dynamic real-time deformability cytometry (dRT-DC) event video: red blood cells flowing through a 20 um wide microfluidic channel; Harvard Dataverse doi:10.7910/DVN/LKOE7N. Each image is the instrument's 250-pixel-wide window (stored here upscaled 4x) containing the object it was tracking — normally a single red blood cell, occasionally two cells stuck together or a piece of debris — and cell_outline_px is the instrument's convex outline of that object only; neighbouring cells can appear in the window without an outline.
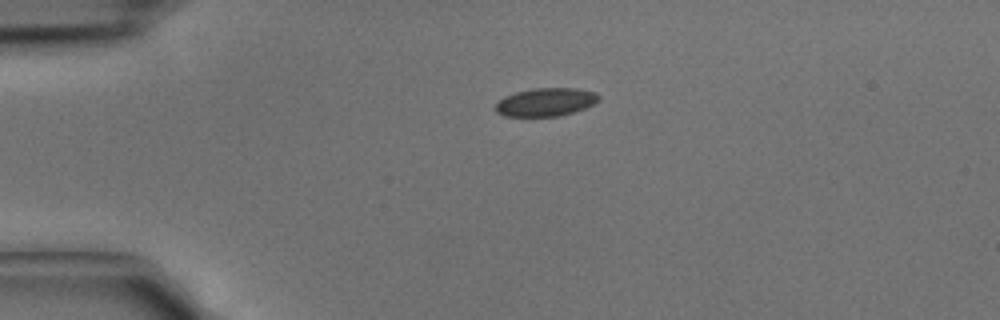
{"species": "common noctule bat (a hibernating species)", "species_latin": "Nyctalus noctula", "temperature_condition": "cold", "stored_images_in_passage": 34, "camera_frame_rate_fps": 3000, "um_per_image_px": 0.085, "animal": {"sex": "male", "body_mass_g": 15.6}, "frame": {"image": 1, "passage_image": 1, "time_ms": 0.0, "image_size_px": [1000, 320], "cell_outline_px": [[600, 96], [592, 104], [584, 108], [572, 112], [556, 116], [504, 116], [496, 112], [492, 108], [504, 96], [516, 92], [532, 88], [576, 88], [596, 92]], "centroid_in_image_um": [46.33, 8.67], "position_along_channel_um": 38.7, "area_um2": 16.88}}
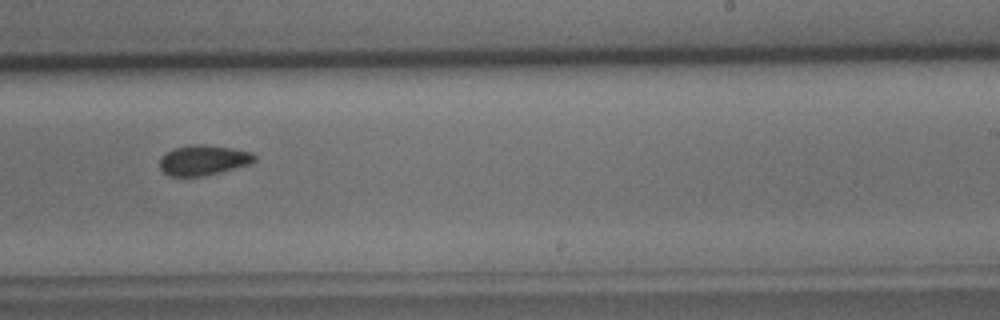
{"frame": {"image": 2, "passage_image": 18, "time_ms": 5.667, "image_size_px": [1000, 320], "cell_outline_px": [[256, 160], [252, 164], [204, 176], [172, 176], [164, 172], [160, 168], [160, 156], [164, 152], [172, 148], [188, 144], [204, 144], [232, 148], [252, 152], [256, 156]], "centroid_in_image_um": [17.28, 13.59], "position_along_channel_um": 271.7, "area_um2": 16.99}}
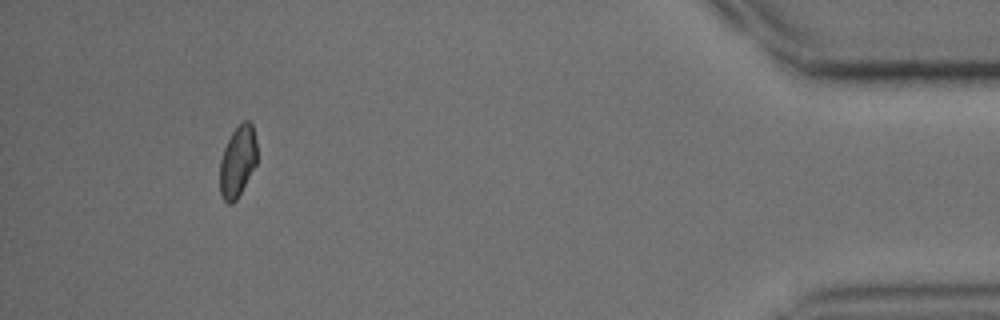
{"frame": {"image": 3, "passage_image": 31, "time_ms": 10.0, "image_size_px": [1000, 320], "cell_outline_px": [[256, 164], [236, 200], [232, 204], [228, 204], [224, 200], [220, 192], [220, 160], [224, 148], [232, 132], [244, 120], [248, 120], [252, 124], [256, 140]], "centroid_in_image_um": [20.19, 13.72], "position_along_channel_um": 415.0, "area_um2": 15.26}}